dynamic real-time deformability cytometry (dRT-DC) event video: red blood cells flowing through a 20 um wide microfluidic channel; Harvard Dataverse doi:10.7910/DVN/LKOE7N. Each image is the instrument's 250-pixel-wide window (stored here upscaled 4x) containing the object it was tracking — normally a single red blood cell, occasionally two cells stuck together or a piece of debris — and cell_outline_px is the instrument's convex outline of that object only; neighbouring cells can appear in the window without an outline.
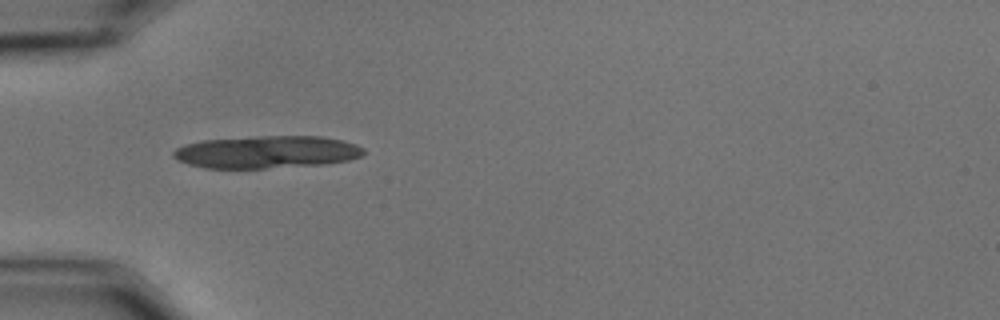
{"species": "common noctule bat (a hibernating species)", "species_latin": "Nyctalus noctula", "temperature_condition": "cold", "stored_images_in_passage": 2, "camera_frame_rate_fps": 3000, "um_per_image_px": 0.085, "animal": {"sex": "male", "body_mass_g": 15.6}, "frame": {"image": 1, "passage_image": 1, "time_ms": 0.0, "image_size_px": [1000, 320], "cell_outline_px": [[364, 156], [348, 160], [328, 164], [264, 168], [204, 168], [188, 164], [176, 160], [172, 156], [172, 152], [176, 148], [184, 144], [204, 140], [260, 136], [320, 136], [344, 140], [356, 144], [364, 148]], "centroid_in_image_um": [22.69, 12.92], "position_along_channel_um": 62.3, "area_um2": 36.3}}